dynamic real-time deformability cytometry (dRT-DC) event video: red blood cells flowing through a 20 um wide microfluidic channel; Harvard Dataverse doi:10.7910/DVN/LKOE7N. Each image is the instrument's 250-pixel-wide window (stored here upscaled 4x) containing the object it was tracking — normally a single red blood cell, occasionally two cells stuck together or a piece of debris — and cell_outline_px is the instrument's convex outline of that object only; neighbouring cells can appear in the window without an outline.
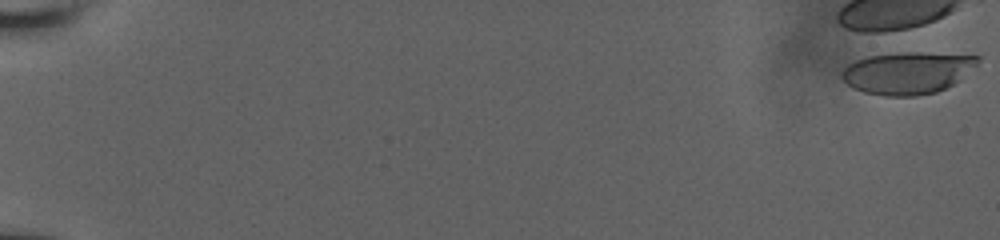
{"species": "human", "species_latin": "Homo sapiens", "temperature_condition": "room temperature", "stored_images_in_passage": 3, "camera_frame_rate_fps": 3000, "um_per_image_px": 0.085, "donor": {"sex": "male"}, "frame": {"image": 1, "passage_image": 1, "time_ms": 0.0, "image_size_px": [1000, 240], "cell_outline_px": [[980, 60], [976, 64], [952, 84], [936, 92], [916, 96], [884, 96], [864, 92], [852, 88], [840, 76], [840, 72], [848, 64], [856, 60], [868, 56], [904, 52], [924, 52], [980, 56]], "centroid_in_image_um": [77.08, 6.19], "position_along_channel_um": 7.9, "area_um2": 33.12}}